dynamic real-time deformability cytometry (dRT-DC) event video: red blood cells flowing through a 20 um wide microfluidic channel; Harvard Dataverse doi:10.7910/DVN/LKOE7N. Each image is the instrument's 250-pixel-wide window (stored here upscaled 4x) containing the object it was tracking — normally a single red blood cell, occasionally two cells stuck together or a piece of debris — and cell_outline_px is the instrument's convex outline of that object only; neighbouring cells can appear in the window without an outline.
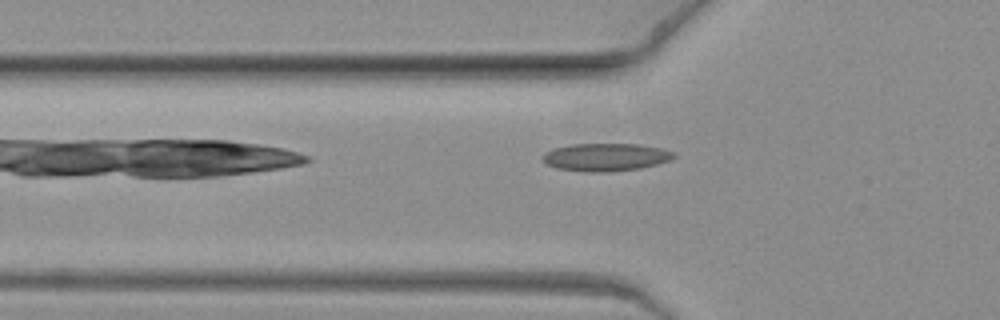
{"species": "common noctule bat (a hibernating species)", "species_latin": "Nyctalus noctula", "temperature_condition": "warm", "stored_images_in_passage": 5, "camera_frame_rate_fps": 3000, "um_per_image_px": 0.085, "animal": {"sex": "female", "body_mass_g": 19.3, "forearm_length_mm": 54.1}, "frame": {"image": 1, "passage_image": 5, "time_ms": 1.333, "image_size_px": [1000, 320], "cell_outline_px": [[676, 156], [672, 160], [640, 168], [612, 172], [588, 172], [556, 168], [544, 164], [540, 160], [540, 156], [544, 152], [552, 148], [572, 144], [640, 144], [660, 148], [676, 152]], "centroid_in_image_um": [51.44, 13.36], "position_along_channel_um": 74.4, "area_um2": 21.68}}